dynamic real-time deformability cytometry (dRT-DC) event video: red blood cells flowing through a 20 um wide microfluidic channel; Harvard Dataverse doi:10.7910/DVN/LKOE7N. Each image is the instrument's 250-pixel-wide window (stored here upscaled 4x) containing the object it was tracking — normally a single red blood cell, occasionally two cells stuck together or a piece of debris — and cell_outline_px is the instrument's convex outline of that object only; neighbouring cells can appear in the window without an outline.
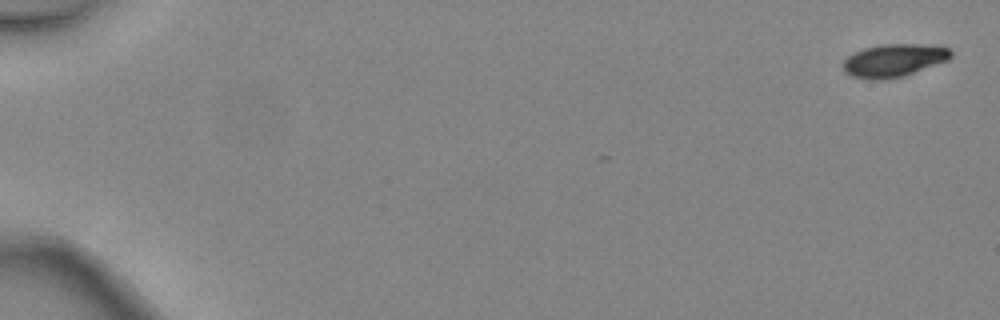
{"species": "common noctule bat (a hibernating species)", "species_latin": "Nyctalus noctula", "temperature_condition": "warm", "stored_images_in_passage": 3, "camera_frame_rate_fps": 3000, "um_per_image_px": 0.085, "animal": {"sex": "female", "body_mass_g": 24.6, "forearm_length_mm": 56.2}, "frame": {"image": 1, "passage_image": 1, "time_ms": 0.0, "image_size_px": [1000, 320], "cell_outline_px": [[952, 56], [948, 60], [904, 76], [876, 80], [852, 76], [844, 72], [840, 64], [848, 56], [864, 48], [884, 44], [916, 44], [948, 48], [952, 52]], "centroid_in_image_um": [75.94, 5.14], "position_along_channel_um": 9.1, "area_um2": 20.46}}